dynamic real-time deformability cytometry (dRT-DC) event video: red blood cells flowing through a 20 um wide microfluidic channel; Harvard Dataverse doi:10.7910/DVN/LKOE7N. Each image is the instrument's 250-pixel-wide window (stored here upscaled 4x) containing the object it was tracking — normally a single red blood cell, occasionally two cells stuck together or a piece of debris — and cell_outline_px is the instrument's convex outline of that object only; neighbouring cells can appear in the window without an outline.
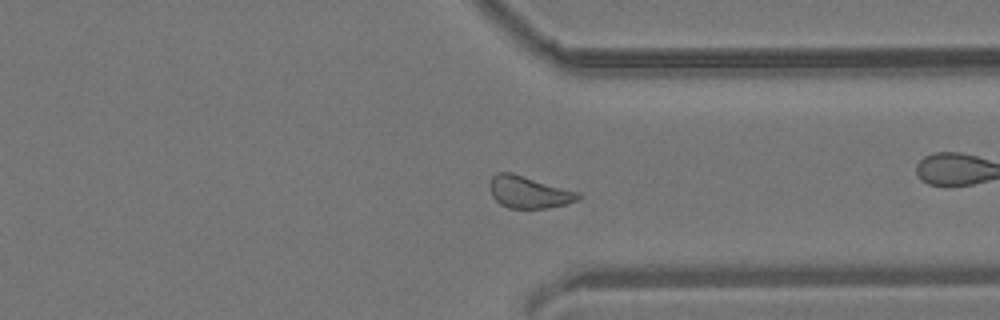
{"species": "common noctule bat (a hibernating species)", "species_latin": "Nyctalus noctula", "temperature_condition": "room temperature", "stored_images_in_passage": 38, "camera_frame_rate_fps": 3000, "um_per_image_px": 0.085, "animal": {"sex": "male", "body_mass_g": 19.2, "forearm_length_mm": 51.8}, "frame": {"image": 1, "passage_image": 27, "time_ms": 8.667, "image_size_px": [1000, 320], "cell_outline_px": [[580, 196], [576, 200], [564, 204], [548, 208], [508, 208], [500, 204], [492, 196], [488, 184], [492, 176], [496, 172], [512, 172], [580, 192]], "centroid_in_image_um": [44.9, 16.31], "position_along_channel_um": 366.5, "area_um2": 16.59}}